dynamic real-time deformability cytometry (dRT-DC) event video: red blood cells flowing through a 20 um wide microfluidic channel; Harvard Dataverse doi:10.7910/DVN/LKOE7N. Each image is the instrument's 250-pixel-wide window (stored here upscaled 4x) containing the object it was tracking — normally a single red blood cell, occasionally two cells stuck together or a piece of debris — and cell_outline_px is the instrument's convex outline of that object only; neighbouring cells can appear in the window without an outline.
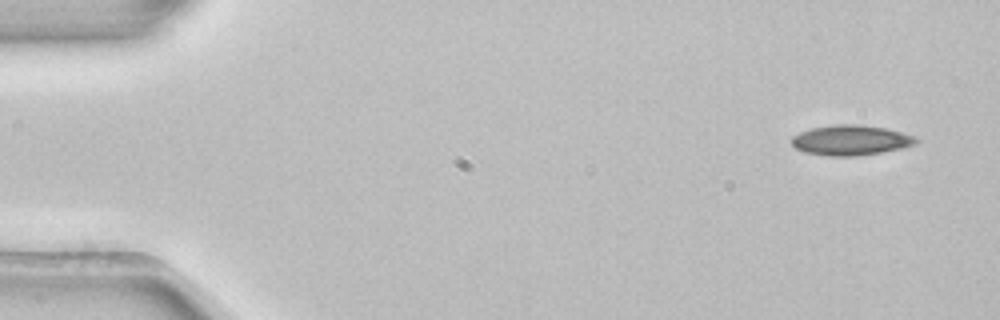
{"species": "common noctule bat (a hibernating species)", "species_latin": "Nyctalus noctula", "temperature_condition": "room temperature", "stored_images_in_passage": 3, "camera_frame_rate_fps": 3000, "um_per_image_px": 0.085, "animal": {"sex": "female", "body_mass_g": 22.7, "forearm_length_mm": 54.2}, "frame": {"image": 1, "passage_image": 1, "time_ms": 0.0, "image_size_px": [1000, 320], "cell_outline_px": [[920, 140], [916, 144], [904, 148], [856, 156], [828, 156], [804, 152], [796, 148], [792, 144], [792, 136], [800, 132], [812, 128], [836, 124], [860, 124], [884, 128], [916, 136]], "centroid_in_image_um": [72.34, 11.92], "position_along_channel_um": 12.7, "area_um2": 21.91}}
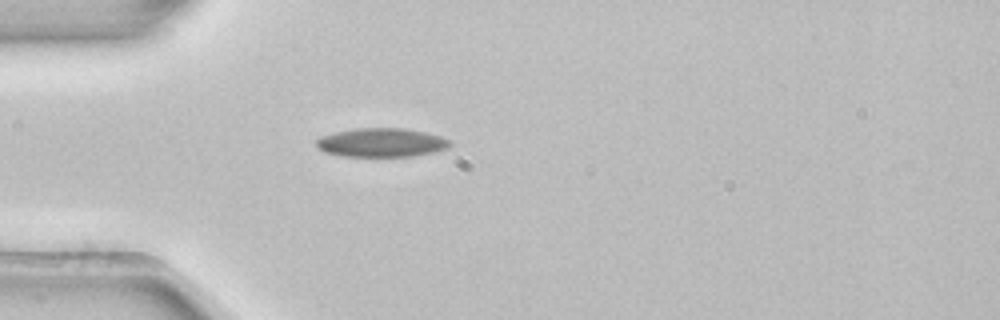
{"frame": {"image": 2, "passage_image": 3, "time_ms": 0.667, "image_size_px": [1000, 320], "cell_outline_px": [[452, 144], [448, 148], [432, 152], [412, 156], [340, 156], [324, 152], [316, 148], [316, 140], [320, 136], [336, 132], [356, 128], [404, 128], [424, 132], [440, 136], [452, 140]], "centroid_in_image_um": [32.4, 12.12], "position_along_channel_um": 52.6, "area_um2": 22.54}}